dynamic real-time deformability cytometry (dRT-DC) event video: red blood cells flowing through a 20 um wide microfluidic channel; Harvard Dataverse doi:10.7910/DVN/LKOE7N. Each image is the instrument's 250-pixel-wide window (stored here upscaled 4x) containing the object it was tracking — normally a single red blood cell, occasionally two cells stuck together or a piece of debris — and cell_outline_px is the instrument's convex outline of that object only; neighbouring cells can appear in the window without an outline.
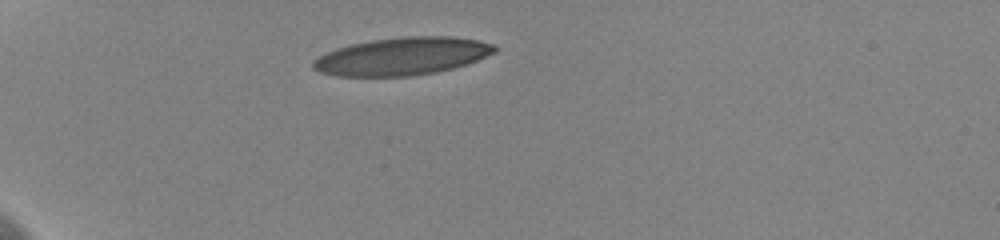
{"species": "human", "species_latin": "Homo sapiens", "temperature_condition": "cold", "stored_images_in_passage": 34, "camera_frame_rate_fps": 3000, "um_per_image_px": 0.085, "donor": {"sex": "female"}, "frame": {"image": 1, "passage_image": 1, "time_ms": 0.0, "image_size_px": [1000, 240], "cell_outline_px": [[496, 52], [476, 60], [452, 68], [436, 72], [408, 76], [336, 76], [320, 72], [312, 68], [312, 60], [336, 48], [352, 44], [372, 40], [404, 36], [452, 36], [480, 40], [496, 44]], "centroid_in_image_um": [34.19, 4.77], "position_along_channel_um": 50.8, "area_um2": 39.82}}
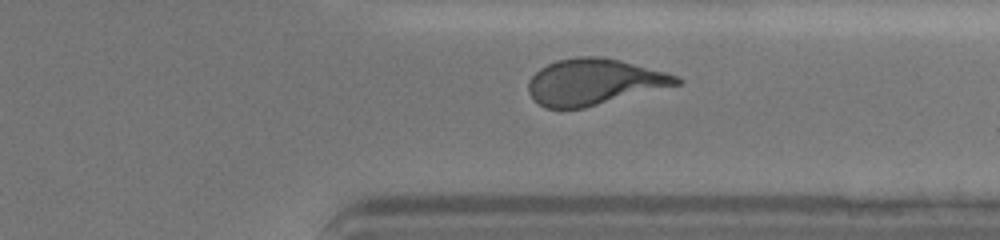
{"frame": {"image": 2, "passage_image": 30, "time_ms": 9.667, "image_size_px": [1000, 240], "cell_outline_px": [[684, 80], [680, 84], [584, 108], [544, 108], [528, 92], [528, 80], [540, 68], [556, 60], [576, 56], [600, 56], [620, 60], [680, 76]], "centroid_in_image_um": [50.5, 6.95], "position_along_channel_um": 360.9, "area_um2": 39.71}}
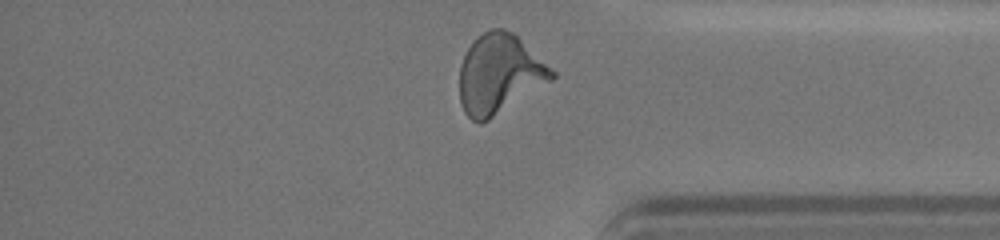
{"frame": {"image": 3, "passage_image": 33, "time_ms": 10.667, "image_size_px": [1000, 240], "cell_outline_px": [[556, 76], [552, 80], [488, 120], [480, 124], [472, 120], [464, 112], [460, 104], [460, 64], [472, 40], [484, 32], [492, 28], [504, 28], [512, 32], [556, 72]], "centroid_in_image_um": [42.42, 6.29], "position_along_channel_um": 392.8, "area_um2": 42.37}, "authors_computed_cell_mechanics": {"area_um2": 40.3733, "velocity_mm_per_s": 3.5985, "shape_relaxation_time_tau1_ms": 5.3952, "shape_relaxation_time_tau2_ms": 1.0303, "deformation_change_tau1": 0.2228, "deformation_change_tau2": 0.1076}}